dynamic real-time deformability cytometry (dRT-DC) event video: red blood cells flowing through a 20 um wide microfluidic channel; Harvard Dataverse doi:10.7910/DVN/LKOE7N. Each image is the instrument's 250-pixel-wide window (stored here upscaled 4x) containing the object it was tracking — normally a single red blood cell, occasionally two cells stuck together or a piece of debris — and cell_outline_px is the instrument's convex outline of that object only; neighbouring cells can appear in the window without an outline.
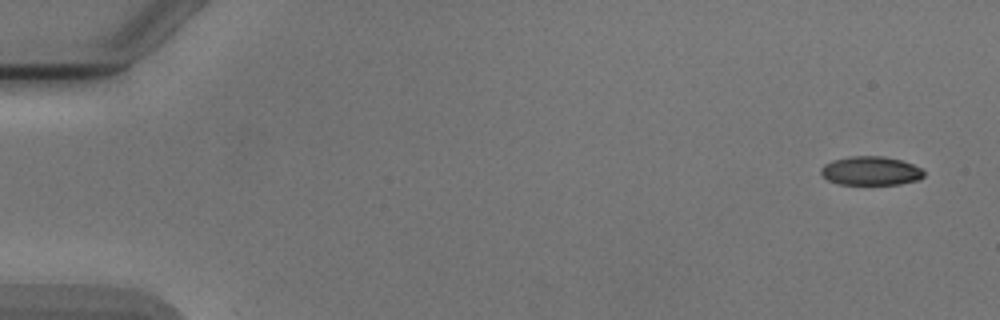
{"species": "Egyptian fruit bat (a non-hibernating species)", "species_latin": "Rousettus aegyptiacus", "temperature_condition": "cold", "stored_images_in_passage": 5, "camera_frame_rate_fps": 3000, "um_per_image_px": 0.085, "animal": {"sex": "male"}, "frame": {"image": 1, "passage_image": 1, "time_ms": 0.0, "image_size_px": [1000, 320], "cell_outline_px": [[924, 176], [920, 180], [900, 184], [840, 184], [828, 180], [820, 172], [820, 168], [824, 164], [832, 160], [848, 156], [884, 156], [900, 160], [912, 164], [920, 168], [924, 172]], "centroid_in_image_um": [74.01, 14.52], "position_along_channel_um": 11.0, "area_um2": 17.34}}
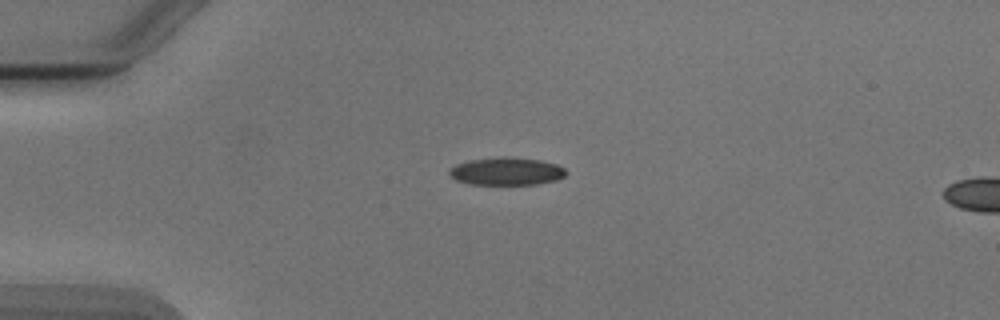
{"frame": {"image": 2, "passage_image": 4, "time_ms": 3.667, "image_size_px": [1000, 320], "cell_outline_px": [[568, 172], [564, 176], [556, 180], [536, 184], [468, 184], [456, 180], [448, 176], [448, 172], [456, 164], [468, 160], [496, 156], [512, 156], [540, 160], [556, 164], [564, 168]], "centroid_in_image_um": [43.03, 14.54], "position_along_channel_um": 42.0, "area_um2": 19.13}}